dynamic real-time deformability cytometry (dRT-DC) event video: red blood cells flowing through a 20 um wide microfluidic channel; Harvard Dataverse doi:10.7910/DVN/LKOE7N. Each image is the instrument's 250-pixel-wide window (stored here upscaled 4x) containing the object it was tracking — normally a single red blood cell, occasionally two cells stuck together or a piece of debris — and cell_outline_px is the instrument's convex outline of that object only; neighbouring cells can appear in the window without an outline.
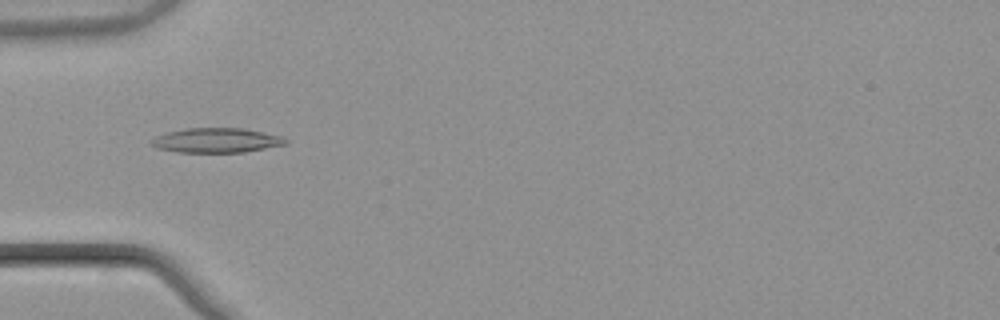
{"species": "common noctule bat (a hibernating species)", "species_latin": "Nyctalus noctula", "temperature_condition": "warm", "stored_images_in_passage": 54, "camera_frame_rate_fps": 3000, "um_per_image_px": 0.085, "animal": {"sex": "male", "body_mass_g": 21.5, "forearm_length_mm": 52.0}, "frame": {"image": 1, "passage_image": 18, "time_ms": 5.667, "image_size_px": [1000, 320], "cell_outline_px": [[288, 144], [244, 152], [176, 152], [156, 148], [152, 144], [152, 140], [156, 136], [168, 132], [184, 128], [244, 128], [280, 136], [288, 140]], "centroid_in_image_um": [18.41, 11.93], "position_along_channel_um": 66.6, "area_um2": 19.19}}
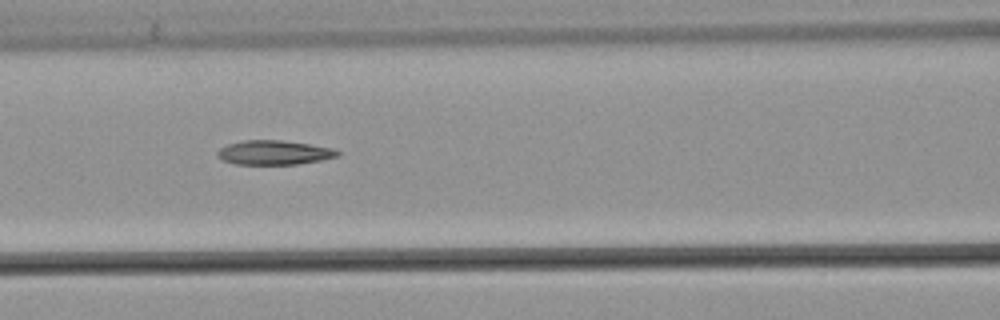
{"frame": {"image": 2, "passage_image": 24, "time_ms": 7.667, "image_size_px": [1000, 320], "cell_outline_px": [[340, 156], [320, 160], [296, 164], [236, 164], [224, 160], [216, 156], [216, 152], [220, 148], [228, 144], [244, 140], [280, 140], [308, 144], [332, 148], [340, 152]], "centroid_in_image_um": [23.28, 12.96], "position_along_channel_um": 143.3, "area_um2": 16.88}}
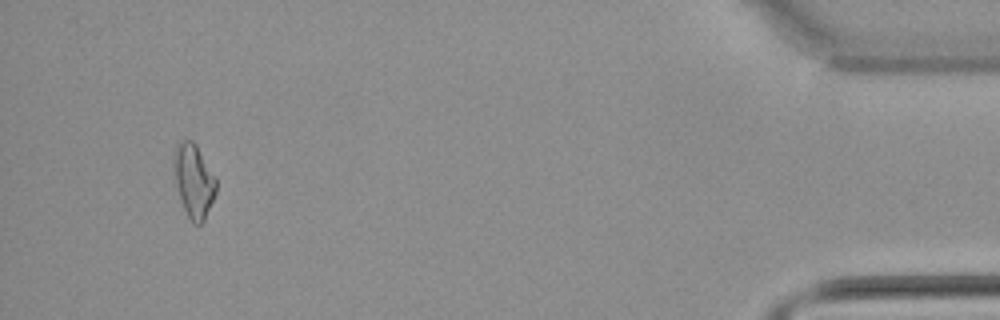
{"frame": {"image": 3, "passage_image": 51, "time_ms": 16.667, "image_size_px": [1000, 320], "cell_outline_px": [[216, 192], [204, 220], [200, 224], [192, 224], [180, 200], [176, 184], [176, 144], [180, 140], [192, 140], [196, 144], [216, 176]], "centroid_in_image_um": [16.51, 15.38], "position_along_channel_um": 418.7, "area_um2": 17.69}, "authors_computed_cell_mechanics": {"area_um2": 17.8024, "velocity_mm_per_s": 3.8662, "shape_relaxation_time_tau1_ms": null, "shape_relaxation_time_tau2_ms": 9.0198, "deformation_change_tau1": null, "deformation_change_tau2": 0.2086}}